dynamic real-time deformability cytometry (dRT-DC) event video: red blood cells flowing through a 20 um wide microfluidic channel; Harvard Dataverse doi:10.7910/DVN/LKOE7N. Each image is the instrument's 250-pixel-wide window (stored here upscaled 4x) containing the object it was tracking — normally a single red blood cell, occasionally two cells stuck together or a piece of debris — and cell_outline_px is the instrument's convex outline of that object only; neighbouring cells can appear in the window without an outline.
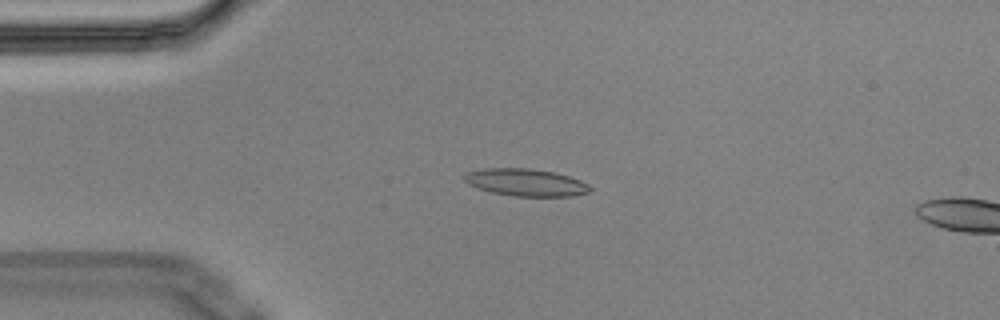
{"species": "Egyptian fruit bat (a non-hibernating species)", "species_latin": "Rousettus aegyptiacus", "temperature_condition": "cold", "stored_images_in_passage": 5, "camera_frame_rate_fps": 3000, "um_per_image_px": 0.085, "animal": {"sex": "male"}, "frame": {"image": 1, "passage_image": 4, "time_ms": 1.0, "image_size_px": [1000, 320], "cell_outline_px": [[592, 188], [588, 192], [572, 196], [512, 196], [492, 192], [476, 188], [468, 184], [464, 180], [464, 176], [468, 172], [484, 168], [528, 168], [552, 172], [568, 176], [580, 180], [588, 184]], "centroid_in_image_um": [44.67, 15.51], "position_along_channel_um": 40.3, "area_um2": 19.88}}